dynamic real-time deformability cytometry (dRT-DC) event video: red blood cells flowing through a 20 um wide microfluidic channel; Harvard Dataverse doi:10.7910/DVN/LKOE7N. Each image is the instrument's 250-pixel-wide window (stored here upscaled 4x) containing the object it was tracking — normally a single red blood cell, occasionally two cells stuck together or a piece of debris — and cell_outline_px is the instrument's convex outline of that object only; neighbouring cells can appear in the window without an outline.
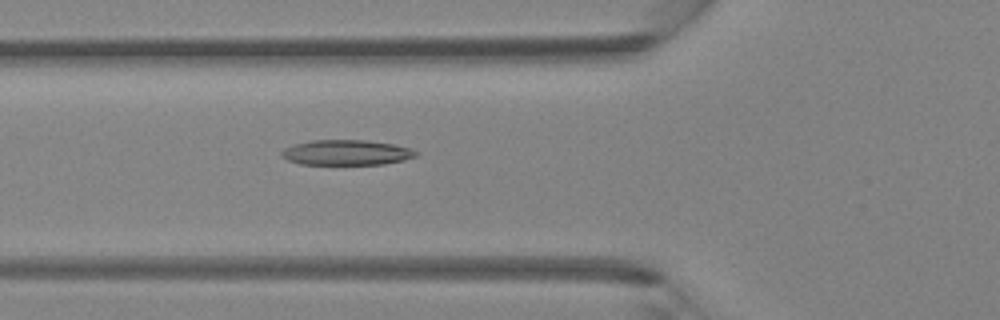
{"species": "Egyptian fruit bat (a non-hibernating species)", "species_latin": "Rousettus aegyptiacus", "temperature_condition": "room temperature", "stored_images_in_passage": 6, "camera_frame_rate_fps": 3000, "um_per_image_px": 0.085, "animal": {"sex": "female"}, "frame": {"image": 1, "passage_image": 6, "time_ms": 1.667, "image_size_px": [1000, 320], "cell_outline_px": [[420, 152], [416, 156], [404, 160], [384, 164], [300, 164], [288, 160], [280, 156], [280, 152], [284, 148], [296, 144], [312, 140], [364, 140], [392, 144], [412, 148]], "centroid_in_image_um": [29.46, 12.97], "position_along_channel_um": 96.3, "area_um2": 19.77}}